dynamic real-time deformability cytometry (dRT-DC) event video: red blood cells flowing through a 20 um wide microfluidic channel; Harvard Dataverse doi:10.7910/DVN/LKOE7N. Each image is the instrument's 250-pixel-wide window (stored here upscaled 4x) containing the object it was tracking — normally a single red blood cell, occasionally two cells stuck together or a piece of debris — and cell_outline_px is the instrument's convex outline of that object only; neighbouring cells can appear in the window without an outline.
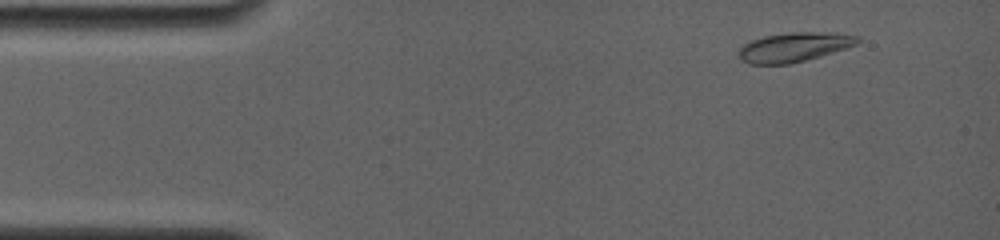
{"species": "common noctule bat (a hibernating species)", "species_latin": "Nyctalus noctula", "temperature_condition": "room temperature", "stored_images_in_passage": 29, "camera_frame_rate_fps": 4000, "um_per_image_px": 0.085, "animal": {"sex": "female", "body_mass_g": 19.0, "forearm_length_mm": 56.7}, "frame": {"image": 1, "passage_image": 7, "time_ms": 1.25, "image_size_px": [1000, 240], "cell_outline_px": [[860, 40], [856, 44], [820, 56], [788, 64], [748, 64], [740, 60], [736, 52], [744, 44], [752, 40], [764, 36], [792, 32], [836, 32], [860, 36]], "centroid_in_image_um": [67.46, 4.0], "position_along_channel_um": 17.5, "area_um2": 20.35}}
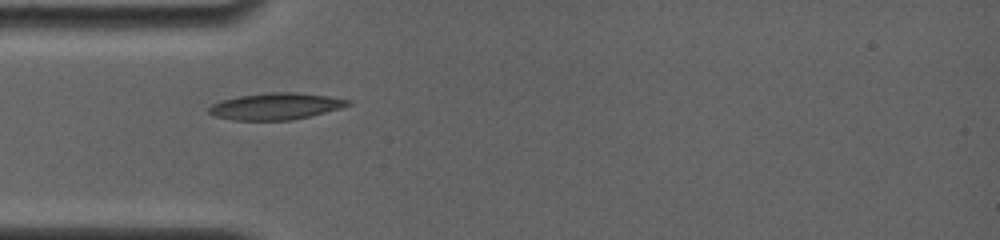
{"frame": {"image": 2, "passage_image": 22, "time_ms": 4.5, "image_size_px": [1000, 240], "cell_outline_px": [[352, 104], [340, 108], [292, 120], [232, 120], [216, 116], [208, 112], [208, 108], [212, 104], [220, 100], [240, 96], [268, 92], [292, 92], [328, 96], [352, 100]], "centroid_in_image_um": [23.42, 9.03], "position_along_channel_um": 61.6, "area_um2": 21.44}}
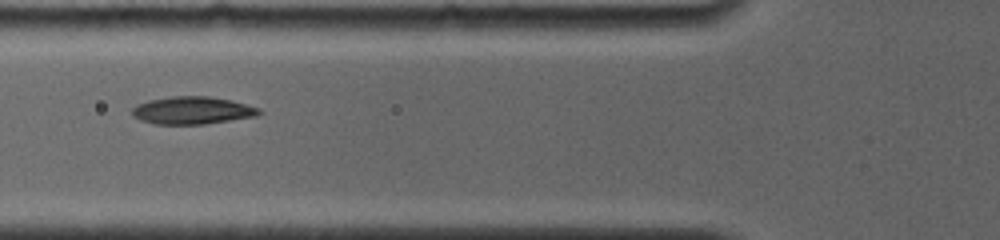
{"frame": {"image": 3, "passage_image": 28, "time_ms": 5.75, "image_size_px": [1000, 240], "cell_outline_px": [[264, 112], [256, 116], [204, 124], [152, 124], [140, 120], [132, 116], [132, 108], [136, 104], [148, 100], [172, 96], [208, 96], [232, 100], [260, 108]], "centroid_in_image_um": [16.33, 9.38], "position_along_channel_um": 109.5, "area_um2": 20.58}}